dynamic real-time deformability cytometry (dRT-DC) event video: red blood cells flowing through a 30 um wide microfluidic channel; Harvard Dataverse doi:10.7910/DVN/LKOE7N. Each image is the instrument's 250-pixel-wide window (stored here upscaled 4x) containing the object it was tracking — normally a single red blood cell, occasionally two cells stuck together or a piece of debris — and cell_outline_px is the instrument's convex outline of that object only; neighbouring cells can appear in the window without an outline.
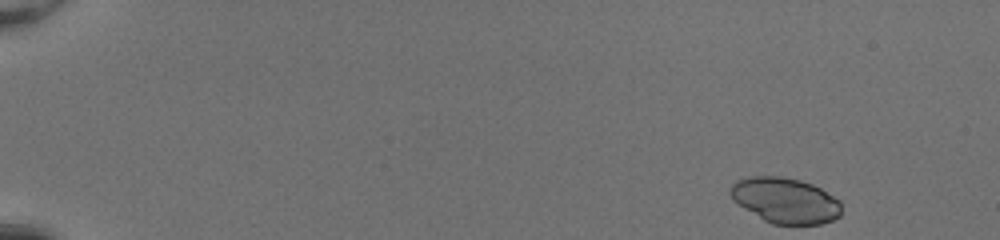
{"species": "common noctule bat (a hibernating species)", "species_latin": "Nyctalus noctula", "temperature_condition": "room temperature", "stored_images_in_passage": 47, "camera_frame_rate_fps": 3000, "um_per_image_px": 0.085, "animal": {"sex": "female", "body_mass_g": 20.0, "forearm_length_mm": 54.0}, "frame": {"image": 1, "passage_image": 1, "time_ms": 0.0, "image_size_px": [1000, 240], "cell_outline_px": [[840, 216], [832, 220], [820, 224], [772, 224], [764, 220], [744, 208], [732, 200], [728, 192], [728, 188], [736, 180], [748, 176], [780, 176], [800, 180], [812, 184], [820, 188], [840, 200]], "centroid_in_image_um": [66.71, 17.02], "position_along_channel_um": 18.3, "area_um2": 29.59}}
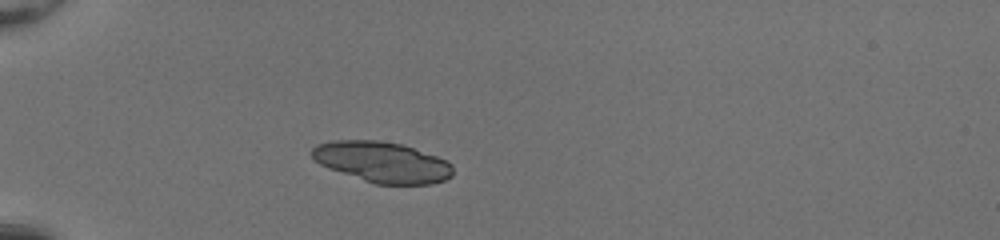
{"frame": {"image": 2, "passage_image": 13, "time_ms": 4.0, "image_size_px": [1000, 240], "cell_outline_px": [[452, 176], [444, 180], [432, 184], [376, 184], [328, 168], [320, 164], [312, 156], [312, 148], [316, 144], [332, 140], [380, 140], [404, 144], [436, 156], [452, 164]], "centroid_in_image_um": [32.48, 13.76], "position_along_channel_um": 52.5, "area_um2": 33.41}}